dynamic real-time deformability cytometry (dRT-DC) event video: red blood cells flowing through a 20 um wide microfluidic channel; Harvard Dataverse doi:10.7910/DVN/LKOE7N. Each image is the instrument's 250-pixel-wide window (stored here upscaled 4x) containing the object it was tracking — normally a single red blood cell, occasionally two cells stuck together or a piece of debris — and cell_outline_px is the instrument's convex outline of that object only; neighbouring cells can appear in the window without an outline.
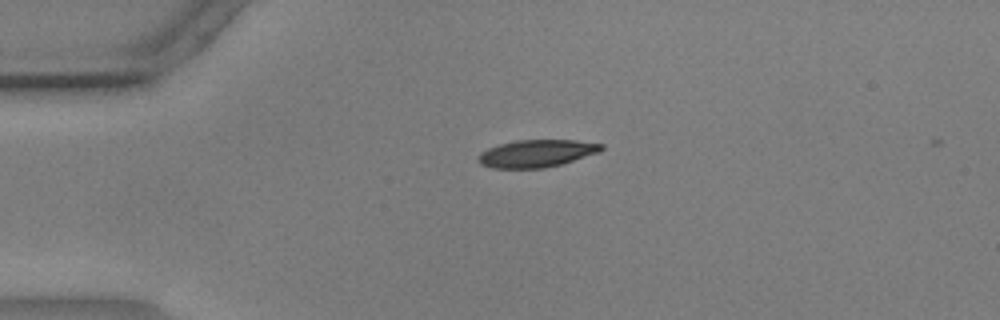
{"species": "common noctule bat (a hibernating species)", "species_latin": "Nyctalus noctula", "temperature_condition": "warm", "stored_images_in_passage": 44, "camera_frame_rate_fps": 3000, "um_per_image_px": 0.085, "animal": {"sex": "male", "body_mass_g": 17.9, "forearm_length_mm": 54.2}, "frame": {"image": 1, "passage_image": 1, "time_ms": 0.0, "image_size_px": [1000, 320], "cell_outline_px": [[604, 148], [600, 152], [560, 164], [544, 168], [492, 168], [480, 164], [476, 160], [480, 152], [488, 148], [500, 144], [516, 140], [576, 140], [604, 144]], "centroid_in_image_um": [45.59, 13.04], "position_along_channel_um": 39.4, "area_um2": 19.71}}
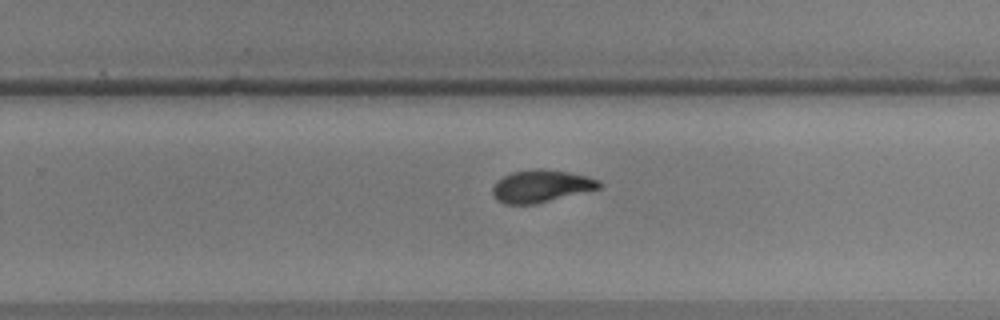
{"frame": {"image": 2, "passage_image": 24, "time_ms": 7.667, "image_size_px": [1000, 320], "cell_outline_px": [[604, 184], [600, 188], [536, 204], [504, 204], [496, 200], [492, 196], [492, 188], [496, 180], [512, 172], [532, 168], [544, 168], [568, 172], [588, 176], [600, 180]], "centroid_in_image_um": [45.98, 15.81], "position_along_channel_um": 283.8, "area_um2": 20.46}}
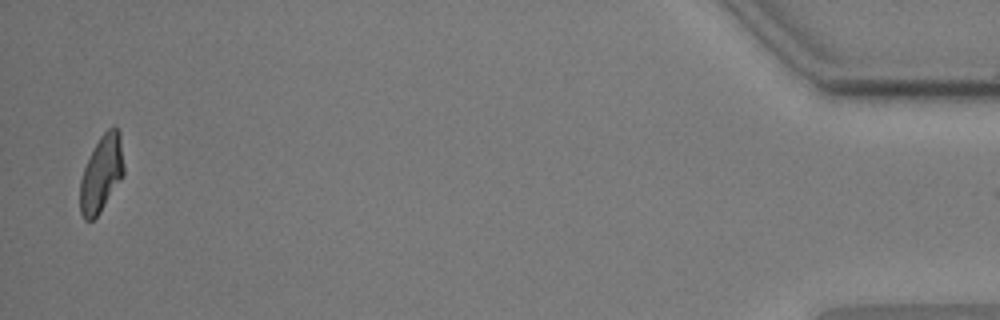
{"frame": {"image": 3, "passage_image": 43, "time_ms": 14.0, "image_size_px": [1000, 320], "cell_outline_px": [[124, 176], [100, 212], [92, 220], [84, 220], [80, 212], [80, 180], [84, 168], [100, 136], [108, 128], [116, 128], [120, 132], [124, 168]], "centroid_in_image_um": [8.63, 14.78], "position_along_channel_um": 426.6, "area_um2": 19.36}}